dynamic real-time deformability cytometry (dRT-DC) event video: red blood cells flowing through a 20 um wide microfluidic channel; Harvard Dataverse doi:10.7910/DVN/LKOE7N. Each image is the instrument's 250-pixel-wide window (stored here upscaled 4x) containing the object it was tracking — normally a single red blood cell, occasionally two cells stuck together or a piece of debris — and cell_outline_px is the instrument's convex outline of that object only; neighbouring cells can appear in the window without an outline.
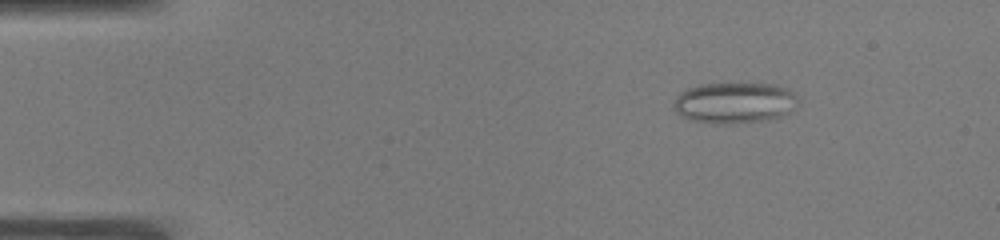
{"species": "common noctule bat (a hibernating species)", "species_latin": "Nyctalus noctula", "temperature_condition": "warm", "stored_images_in_passage": 45, "camera_frame_rate_fps": 3000, "um_per_image_px": 0.085, "animal": {"sex": "male", "body_mass_g": 19.0, "forearm_length_mm": 50.8}, "frame": {"image": 1, "passage_image": 1, "time_ms": 0.0, "image_size_px": [1000, 240], "cell_outline_px": [[796, 108], [780, 116], [760, 120], [728, 124], [720, 124], [692, 120], [680, 116], [676, 112], [672, 104], [676, 96], [680, 92], [688, 88], [700, 84], [776, 84], [788, 88], [796, 96]], "centroid_in_image_um": [62.39, 8.73], "position_along_channel_um": 22.6, "area_um2": 29.54}}
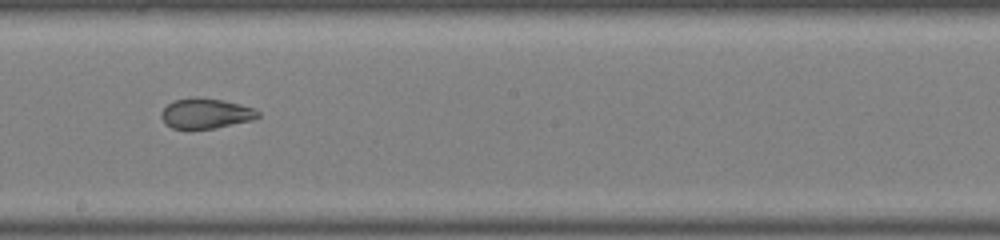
{"frame": {"image": 2, "passage_image": 23, "time_ms": 7.333, "image_size_px": [1000, 240], "cell_outline_px": [[260, 116], [252, 120], [216, 128], [188, 132], [172, 128], [164, 124], [160, 116], [160, 112], [172, 100], [192, 96], [196, 96], [224, 100], [256, 108], [260, 112]], "centroid_in_image_um": [17.44, 9.67], "position_along_channel_um": 230.8, "area_um2": 17.98}}
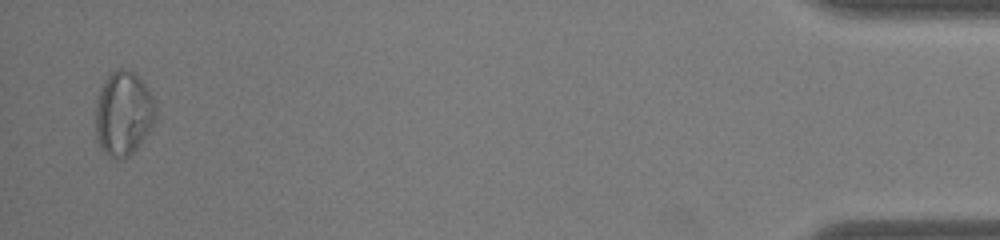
{"frame": {"image": 3, "passage_image": 44, "time_ms": 14.333, "image_size_px": [1000, 240], "cell_outline_px": [[156, 116], [152, 124], [136, 148], [128, 156], [108, 156], [100, 148], [96, 136], [96, 100], [100, 88], [108, 72], [116, 68], [124, 68], [132, 72], [144, 84], [152, 96], [156, 108]], "centroid_in_image_um": [10.45, 9.59], "position_along_channel_um": 424.7, "area_um2": 29.13}, "authors_computed_cell_mechanics": {"area_um2": 21.2126, "velocity_mm_per_s": 3.9291, "shape_relaxation_time_tau1_ms": null, "shape_relaxation_time_tau2_ms": 1.4884, "deformation_change_tau1": null, "deformation_change_tau2": 0.0771}}